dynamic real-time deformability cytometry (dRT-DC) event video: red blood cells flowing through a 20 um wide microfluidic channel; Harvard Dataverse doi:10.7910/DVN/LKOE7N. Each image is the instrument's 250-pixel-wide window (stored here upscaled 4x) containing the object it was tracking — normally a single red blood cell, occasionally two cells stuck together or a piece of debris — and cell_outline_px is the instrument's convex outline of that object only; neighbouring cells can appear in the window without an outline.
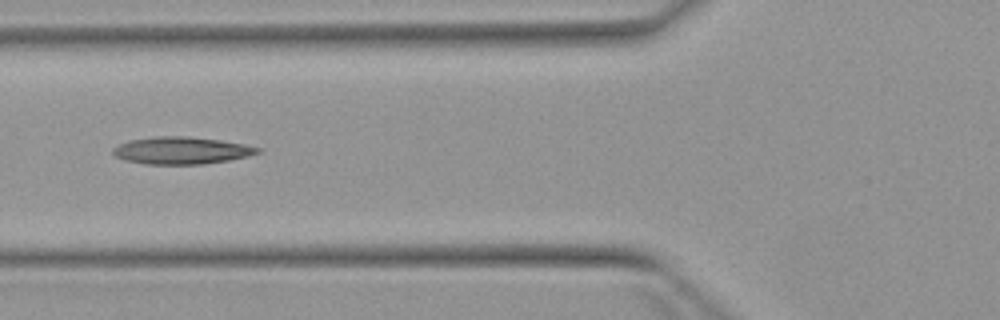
{"species": "Egyptian fruit bat (a non-hibernating species)", "species_latin": "Rousettus aegyptiacus", "temperature_condition": "warm", "stored_images_in_passage": 6, "camera_frame_rate_fps": 3000, "um_per_image_px": 0.085, "animal": {"sex": "female"}, "frame": {"image": 1, "passage_image": 6, "time_ms": 7.0, "image_size_px": [1000, 320], "cell_outline_px": [[260, 152], [248, 156], [228, 160], [204, 164], [144, 164], [124, 160], [116, 156], [112, 152], [112, 148], [128, 140], [152, 136], [188, 136], [220, 140], [244, 144], [260, 148]], "centroid_in_image_um": [15.39, 12.78], "position_along_channel_um": 110.4, "area_um2": 23.0}}